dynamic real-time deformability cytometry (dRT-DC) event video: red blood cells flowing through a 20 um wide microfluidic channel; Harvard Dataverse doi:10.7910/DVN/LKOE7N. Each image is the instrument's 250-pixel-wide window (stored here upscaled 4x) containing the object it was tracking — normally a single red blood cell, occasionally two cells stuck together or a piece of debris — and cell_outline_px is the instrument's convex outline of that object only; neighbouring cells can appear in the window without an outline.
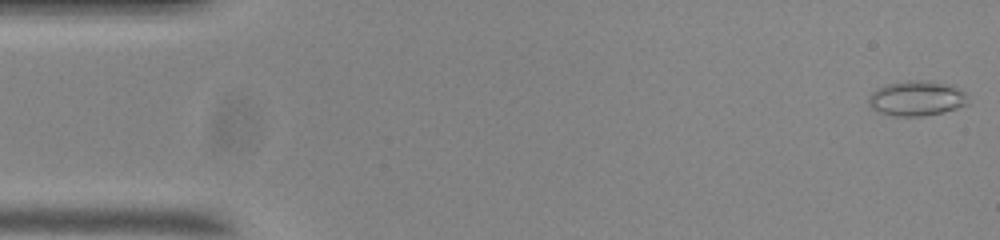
{"species": "common noctule bat (a hibernating species)", "species_latin": "Nyctalus noctula", "temperature_condition": "room temperature", "stored_images_in_passage": 54, "camera_frame_rate_fps": 3000, "um_per_image_px": 0.085, "animal": {"sex": "male", "body_mass_g": 20.0, "forearm_length_mm": 53.3}, "frame": {"image": 1, "passage_image": 1, "time_ms": 0.0, "image_size_px": [1000, 240], "cell_outline_px": [[968, 104], [944, 112], [924, 116], [892, 116], [880, 112], [872, 108], [868, 104], [868, 96], [876, 88], [884, 84], [904, 80], [932, 80], [952, 84], [964, 92], [968, 96]], "centroid_in_image_um": [77.91, 8.34], "position_along_channel_um": 7.1, "area_um2": 20.81}}
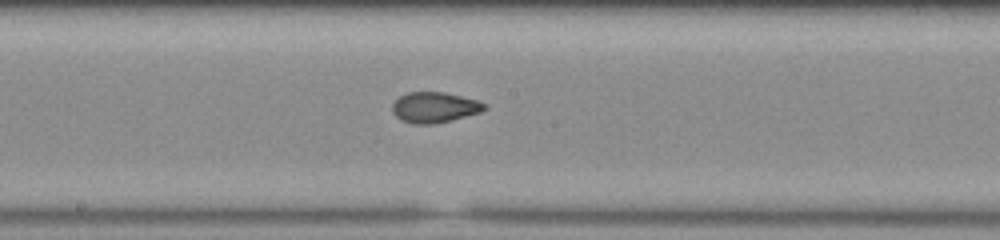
{"frame": {"image": 2, "passage_image": 28, "time_ms": 9.0, "image_size_px": [1000, 240], "cell_outline_px": [[488, 108], [480, 112], [432, 124], [412, 124], [400, 120], [392, 112], [392, 104], [400, 96], [408, 92], [444, 92], [476, 100], [488, 104]], "centroid_in_image_um": [36.91, 9.12], "position_along_channel_um": 211.3, "area_um2": 16.3}}
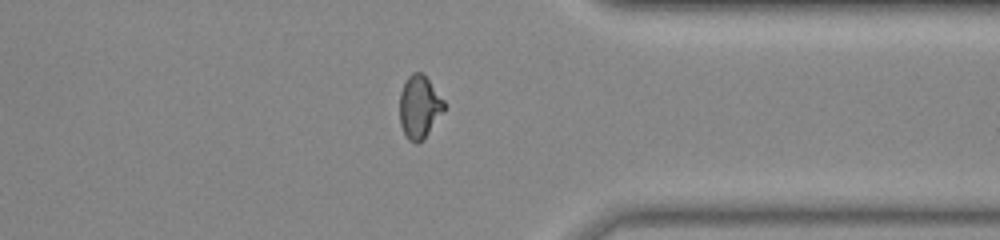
{"frame": {"image": 3, "passage_image": 42, "time_ms": 13.667, "image_size_px": [1000, 240], "cell_outline_px": [[444, 108], [420, 144], [416, 144], [408, 140], [400, 124], [400, 92], [408, 76], [412, 72], [420, 72], [428, 80], [444, 100]], "centroid_in_image_um": [35.61, 9.1], "position_along_channel_um": 375.8, "area_um2": 15.9}, "authors_computed_cell_mechanics": {"area_um2": 16.762, "velocity_mm_per_s": 3.7021, "shape_relaxation_time_tau1_ms": null, "shape_relaxation_time_tau2_ms": 1.4285, "deformation_change_tau1": null, "deformation_change_tau2": 0.0585}}